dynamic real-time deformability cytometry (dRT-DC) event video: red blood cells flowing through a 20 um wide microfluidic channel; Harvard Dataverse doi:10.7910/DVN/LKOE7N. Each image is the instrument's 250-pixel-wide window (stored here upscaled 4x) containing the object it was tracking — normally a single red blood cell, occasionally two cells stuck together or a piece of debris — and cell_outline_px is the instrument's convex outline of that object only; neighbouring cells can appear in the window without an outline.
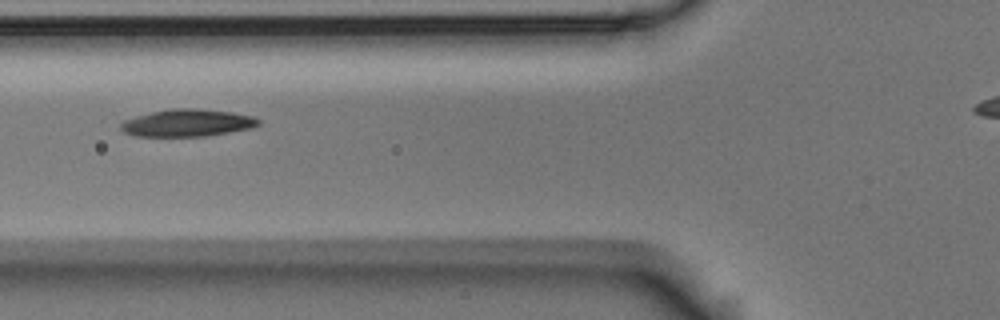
{"species": "Egyptian fruit bat (a non-hibernating species)", "species_latin": "Rousettus aegyptiacus", "temperature_condition": "room temperature", "stored_images_in_passage": 4, "camera_frame_rate_fps": 3000, "um_per_image_px": 0.085, "animal": {"sex": "male"}, "frame": {"image": 1, "passage_image": 2, "time_ms": 0.333, "image_size_px": [1000, 320], "cell_outline_px": [[260, 124], [252, 128], [204, 136], [136, 136], [124, 132], [120, 128], [120, 124], [124, 120], [136, 116], [168, 108], [196, 108], [232, 112], [252, 116], [260, 120]], "centroid_in_image_um": [15.92, 10.44], "position_along_channel_um": 109.9, "area_um2": 21.85}}
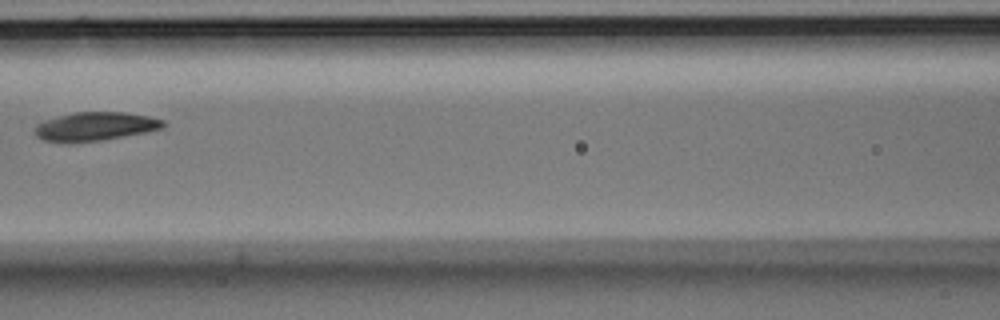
{"frame": {"image": 2, "passage_image": 3, "time_ms": 0.667, "image_size_px": [1000, 320], "cell_outline_px": [[168, 124], [164, 128], [144, 132], [100, 140], [72, 144], [64, 144], [44, 140], [36, 136], [36, 124], [44, 120], [76, 112], [124, 112], [148, 116], [164, 120]], "centroid_in_image_um": [8.08, 10.76], "position_along_channel_um": 158.5, "area_um2": 21.56}}
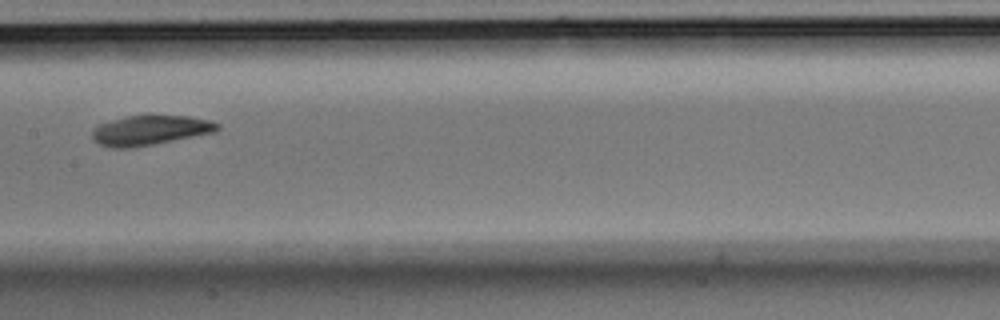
{"frame": {"image": 3, "passage_image": 4, "time_ms": 1.0, "image_size_px": [1000, 320], "cell_outline_px": [[220, 128], [216, 132], [132, 148], [112, 148], [100, 144], [92, 140], [92, 132], [100, 124], [112, 120], [128, 116], [148, 112], [188, 116], [208, 120], [220, 124]], "centroid_in_image_um": [12.78, 11.03], "position_along_channel_um": 194.6, "area_um2": 22.31}}